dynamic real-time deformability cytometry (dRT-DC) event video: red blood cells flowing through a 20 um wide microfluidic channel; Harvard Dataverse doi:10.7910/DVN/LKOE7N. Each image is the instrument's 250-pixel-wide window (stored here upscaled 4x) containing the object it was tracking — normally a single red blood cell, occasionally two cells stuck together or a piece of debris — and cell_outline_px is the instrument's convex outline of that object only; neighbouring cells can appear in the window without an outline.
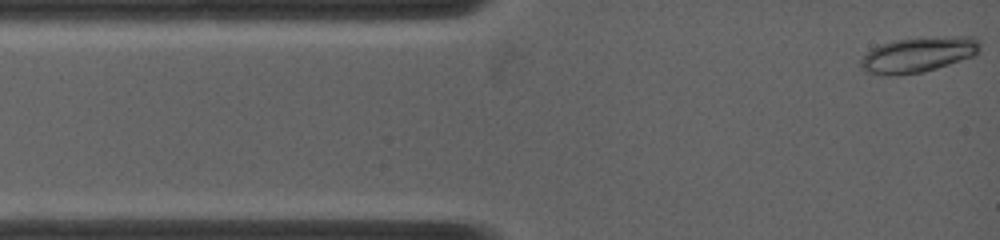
{"species": "common noctule bat (a hibernating species)", "species_latin": "Nyctalus noctula", "temperature_condition": "warm", "stored_images_in_passage": 6, "camera_frame_rate_fps": 5000, "um_per_image_px": 0.085, "animal": {"sex": "female", "body_mass_g": 19.0, "forearm_length_mm": 53.3}, "frame": {"image": 1, "passage_image": 1, "time_ms": 0.0, "image_size_px": [1000, 240], "cell_outline_px": [[980, 52], [976, 56], [924, 72], [896, 76], [888, 76], [864, 72], [860, 64], [860, 60], [872, 48], [880, 44], [892, 40], [944, 36], [976, 36], [980, 40]], "centroid_in_image_um": [78.09, 4.65], "position_along_channel_um": 6.9, "area_um2": 25.09}}